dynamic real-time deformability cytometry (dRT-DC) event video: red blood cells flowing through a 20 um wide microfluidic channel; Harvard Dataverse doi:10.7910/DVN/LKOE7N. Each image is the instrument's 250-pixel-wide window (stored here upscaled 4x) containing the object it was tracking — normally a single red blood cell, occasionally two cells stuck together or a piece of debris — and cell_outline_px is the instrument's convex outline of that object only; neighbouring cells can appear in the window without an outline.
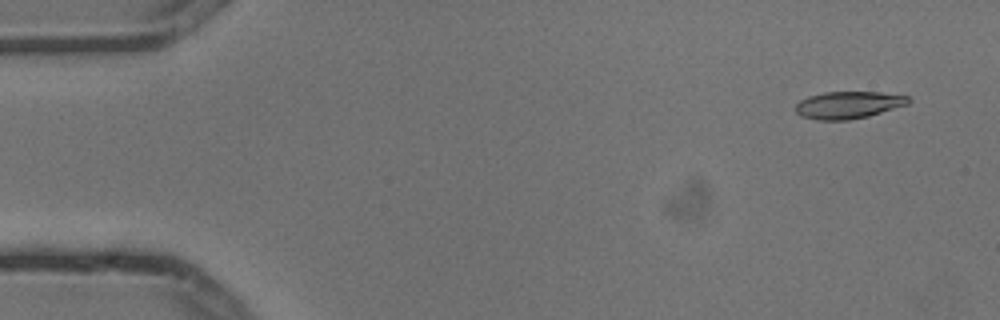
{"species": "common noctule bat (a hibernating species)", "species_latin": "Nyctalus noctula", "temperature_condition": "cold", "stored_images_in_passage": 8, "camera_frame_rate_fps": 3000, "um_per_image_px": 0.085, "animal": {"sex": "male", "body_mass_g": 13.3}, "frame": {"image": 1, "passage_image": 2, "time_ms": 0.333, "image_size_px": [1000, 320], "cell_outline_px": [[912, 100], [908, 104], [868, 116], [848, 120], [820, 120], [800, 116], [792, 108], [800, 100], [808, 96], [824, 92], [880, 92], [908, 96]], "centroid_in_image_um": [72.07, 8.92], "position_along_channel_um": 12.9, "area_um2": 17.98}}
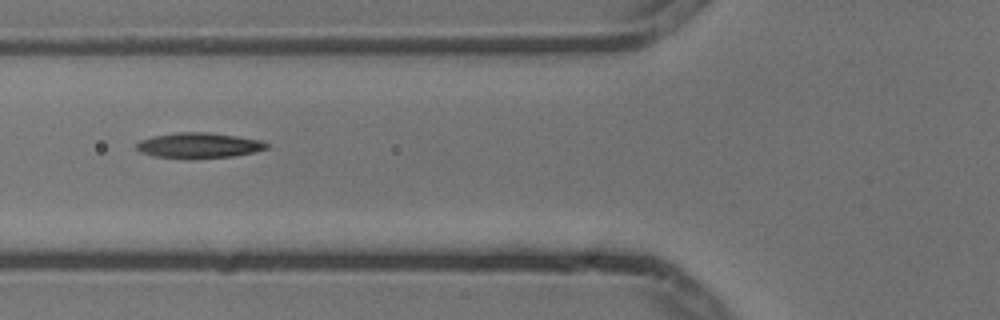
{"frame": {"image": 2, "passage_image": 7, "time_ms": 2.0, "image_size_px": [1000, 320], "cell_outline_px": [[268, 148], [252, 152], [232, 156], [156, 156], [140, 152], [136, 148], [136, 144], [140, 140], [152, 136], [176, 132], [208, 132], [236, 136], [260, 140], [268, 144]], "centroid_in_image_um": [16.88, 12.31], "position_along_channel_um": 108.9, "area_um2": 18.32}}
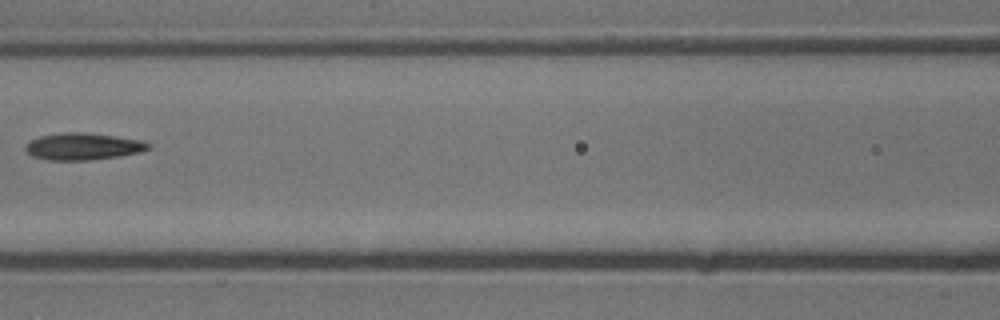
{"frame": {"image": 3, "passage_image": 8, "time_ms": 2.333, "image_size_px": [1000, 320], "cell_outline_px": [[152, 148], [140, 152], [120, 156], [88, 160], [48, 160], [32, 156], [24, 148], [24, 144], [28, 140], [40, 136], [64, 132], [88, 132], [140, 140], [152, 144]], "centroid_in_image_um": [7.04, 12.44], "position_along_channel_um": 159.6, "area_um2": 19.48}}